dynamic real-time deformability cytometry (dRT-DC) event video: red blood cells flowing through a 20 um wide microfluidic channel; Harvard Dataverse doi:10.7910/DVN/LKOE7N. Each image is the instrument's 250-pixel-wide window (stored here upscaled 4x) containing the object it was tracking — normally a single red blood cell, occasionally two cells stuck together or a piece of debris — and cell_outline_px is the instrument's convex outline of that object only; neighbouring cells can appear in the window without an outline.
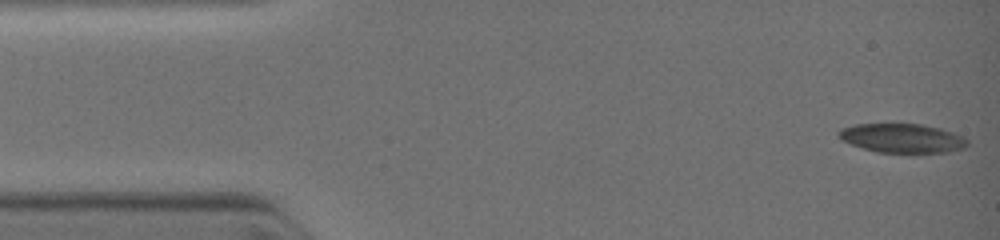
{"species": "common noctule bat (a hibernating species)", "species_latin": "Nyctalus noctula", "temperature_condition": "warm", "stored_images_in_passage": 8, "camera_frame_rate_fps": 3000, "um_per_image_px": 0.085, "animal": {"sex": "female", "body_mass_g": 19.0, "forearm_length_mm": 51.5}, "frame": {"image": 1, "passage_image": 1, "time_ms": 0.0, "image_size_px": [1000, 240], "cell_outline_px": [[968, 144], [964, 148], [948, 152], [912, 156], [876, 152], [852, 144], [844, 140], [840, 136], [840, 132], [844, 128], [856, 124], [920, 124], [940, 128], [960, 136], [968, 140]], "centroid_in_image_um": [76.77, 11.81], "position_along_channel_um": 8.2, "area_um2": 22.25}}
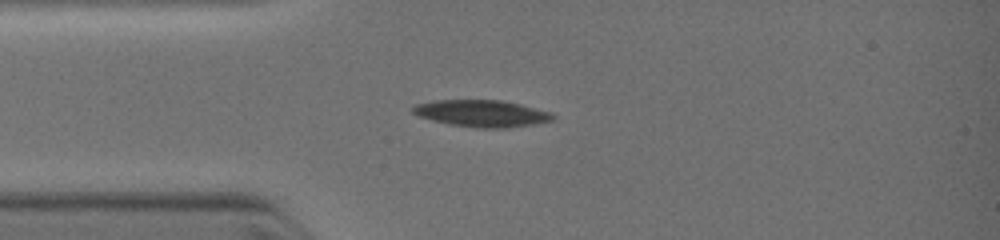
{"frame": {"image": 2, "passage_image": 5, "time_ms": 2.667, "image_size_px": [1000, 240], "cell_outline_px": [[556, 116], [552, 120], [512, 128], [476, 128], [448, 124], [432, 120], [420, 116], [412, 112], [412, 108], [416, 104], [436, 100], [500, 100], [520, 104], [548, 112]], "centroid_in_image_um": [40.93, 9.65], "position_along_channel_um": 44.1, "area_um2": 21.73}}
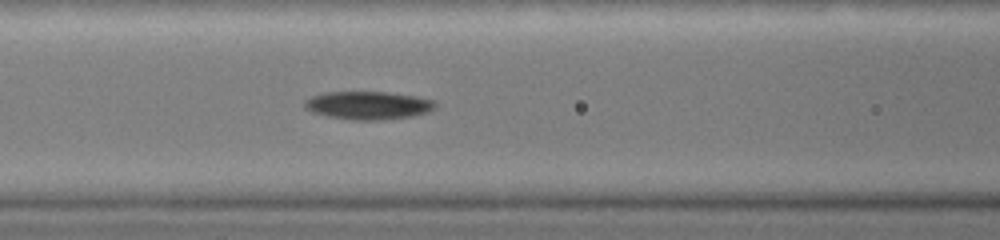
{"frame": {"image": 3, "passage_image": 8, "time_ms": 4.667, "image_size_px": [1000, 240], "cell_outline_px": [[436, 104], [428, 112], [412, 116], [384, 120], [352, 120], [328, 116], [312, 112], [304, 108], [304, 100], [312, 96], [324, 92], [388, 92], [416, 96], [432, 100]], "centroid_in_image_um": [31.25, 8.95], "position_along_channel_um": 135.3, "area_um2": 21.39}}